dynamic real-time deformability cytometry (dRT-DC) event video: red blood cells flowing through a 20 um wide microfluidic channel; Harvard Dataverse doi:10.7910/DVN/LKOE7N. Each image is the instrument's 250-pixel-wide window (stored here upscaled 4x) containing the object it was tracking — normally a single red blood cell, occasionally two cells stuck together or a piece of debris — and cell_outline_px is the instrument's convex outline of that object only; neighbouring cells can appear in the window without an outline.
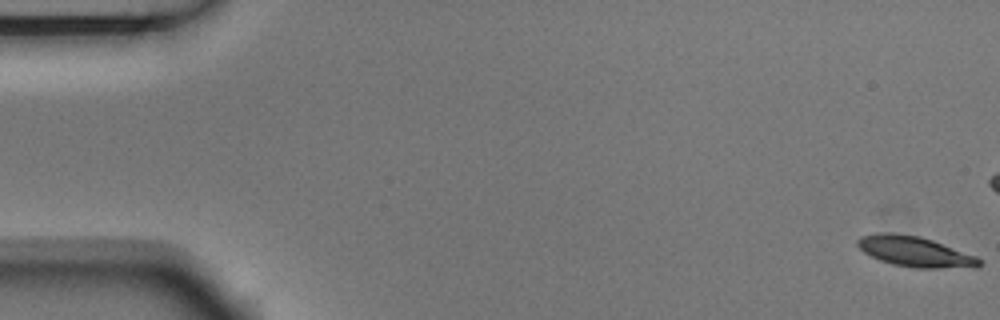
{"species": "Egyptian fruit bat (a non-hibernating species)", "species_latin": "Rousettus aegyptiacus", "temperature_condition": "room temperature", "stored_images_in_passage": 57, "camera_frame_rate_fps": 3000, "um_per_image_px": 0.085, "animal": {"sex": "male"}, "frame": {"image": 1, "passage_image": 1, "time_ms": 0.0, "image_size_px": [1000, 320], "cell_outline_px": [[980, 264], [976, 268], [916, 268], [892, 264], [880, 260], [864, 252], [856, 244], [856, 240], [860, 236], [876, 232], [892, 232], [920, 236], [932, 240], [976, 256], [980, 260]], "centroid_in_image_um": [77.74, 21.38], "position_along_channel_um": 7.3, "area_um2": 21.62}}
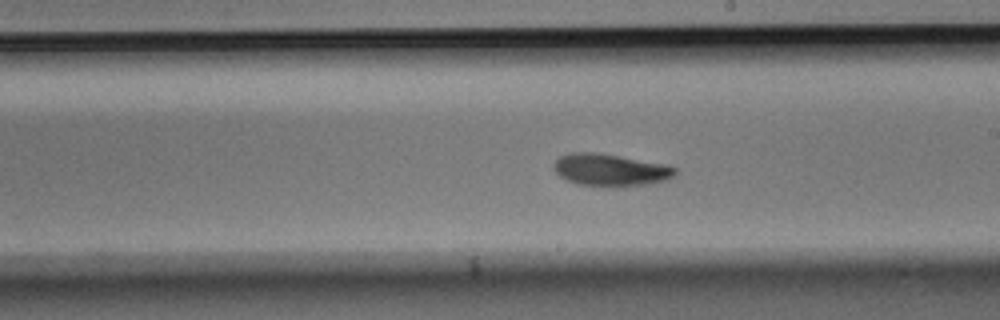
{"frame": {"image": 2, "passage_image": 32, "time_ms": 10.333, "image_size_px": [1000, 320], "cell_outline_px": [[676, 172], [668, 180], [648, 184], [576, 184], [560, 176], [552, 168], [552, 164], [560, 156], [568, 152], [596, 152], [668, 164], [676, 168]], "centroid_in_image_um": [51.86, 14.39], "position_along_channel_um": 237.1, "area_um2": 22.25}}
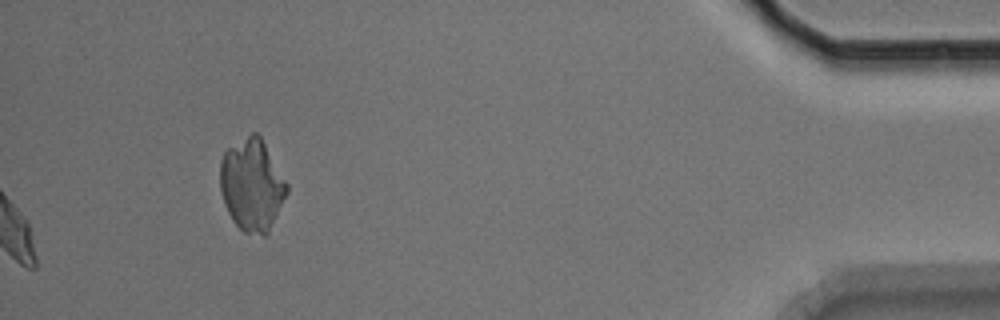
{"frame": {"image": 3, "passage_image": 57, "time_ms": 18.667, "image_size_px": [1000, 320], "cell_outline_px": [[288, 192], [268, 232], [264, 236], [244, 232], [232, 220], [224, 204], [220, 188], [220, 160], [224, 152], [228, 148], [252, 132], [256, 132], [260, 136], [288, 184]], "centroid_in_image_um": [21.4, 15.72], "position_along_channel_um": 413.8, "area_um2": 35.55}, "authors_computed_cell_mechanics": {"area_um2": 21.8484, "velocity_mm_per_s": 3.628, "shape_relaxation_time_tau1_ms": 2.904, "shape_relaxation_time_tau2_ms": 3.3496, "deformation_change_tau1": 0.1146, "deformation_change_tau2": 0.078}}